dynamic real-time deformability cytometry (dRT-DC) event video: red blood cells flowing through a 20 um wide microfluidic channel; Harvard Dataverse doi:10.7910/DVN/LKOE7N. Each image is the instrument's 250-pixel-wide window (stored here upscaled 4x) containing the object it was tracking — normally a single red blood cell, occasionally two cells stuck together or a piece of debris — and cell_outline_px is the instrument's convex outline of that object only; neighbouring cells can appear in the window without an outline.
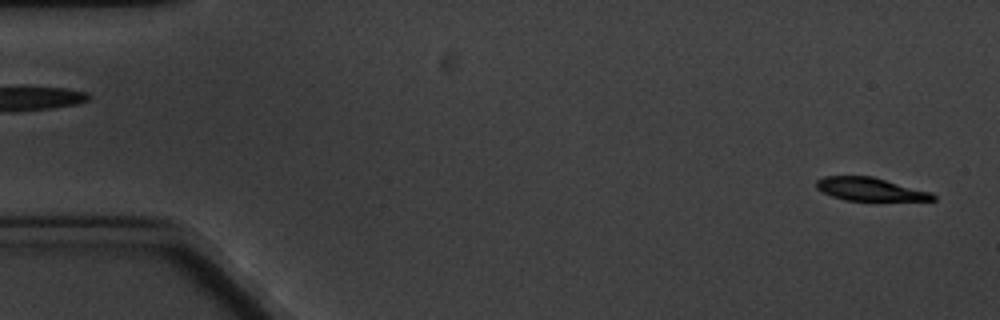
{"species": "common noctule bat (a hibernating species)", "species_latin": "Nyctalus noctula", "temperature_condition": "cold", "stored_images_in_passage": 3, "camera_frame_rate_fps": 3000, "um_per_image_px": 0.085, "animal": {"sex": "male", "body_mass_g": 20.1, "forearm_length_mm": 53.5}, "frame": {"image": 1, "passage_image": 3, "time_ms": 2.333, "image_size_px": [1000, 320], "cell_outline_px": [[936, 200], [844, 200], [832, 196], [816, 188], [816, 180], [824, 176], [872, 176], [932, 192], [936, 196]], "centroid_in_image_um": [73.96, 16.07], "position_along_channel_um": 11.0, "area_um2": 15.61}}